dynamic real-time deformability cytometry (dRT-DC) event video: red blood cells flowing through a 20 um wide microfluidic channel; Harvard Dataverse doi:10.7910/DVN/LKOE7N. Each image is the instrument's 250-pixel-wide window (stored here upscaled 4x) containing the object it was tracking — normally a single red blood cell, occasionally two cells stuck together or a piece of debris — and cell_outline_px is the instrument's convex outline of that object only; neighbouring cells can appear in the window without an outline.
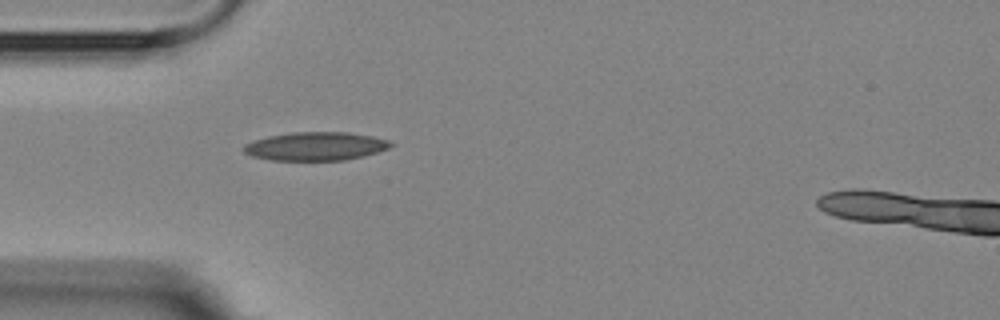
{"species": "Egyptian fruit bat (a non-hibernating species)", "species_latin": "Rousettus aegyptiacus", "temperature_condition": "room temperature", "stored_images_in_passage": 2, "camera_frame_rate_fps": 3000, "um_per_image_px": 0.085, "animal": {"sex": "female"}, "frame": {"image": 1, "passage_image": 1, "time_ms": 0.0, "image_size_px": [1000, 320], "cell_outline_px": [[392, 144], [388, 148], [364, 156], [344, 160], [268, 160], [252, 156], [244, 152], [244, 144], [268, 136], [292, 132], [348, 132], [372, 136], [388, 140]], "centroid_in_image_um": [26.81, 12.43], "position_along_channel_um": 58.2, "area_um2": 24.22}}